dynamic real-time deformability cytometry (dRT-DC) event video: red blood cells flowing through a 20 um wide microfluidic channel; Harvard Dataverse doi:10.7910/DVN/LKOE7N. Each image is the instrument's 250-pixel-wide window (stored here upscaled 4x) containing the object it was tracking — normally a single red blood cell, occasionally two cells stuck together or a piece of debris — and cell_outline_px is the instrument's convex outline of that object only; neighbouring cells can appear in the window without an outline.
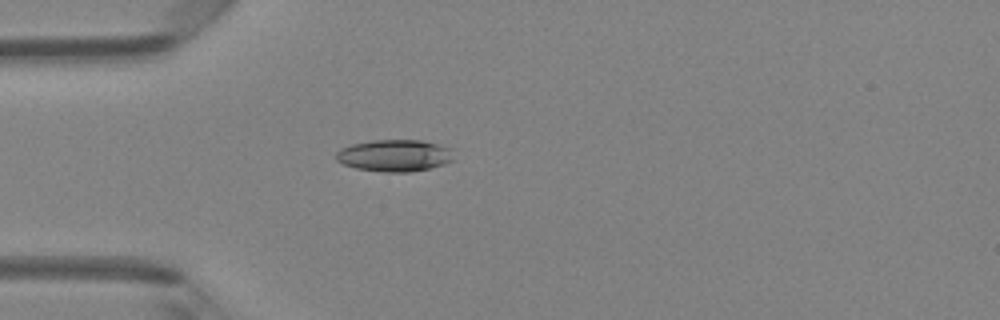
{"species": "Egyptian fruit bat (a non-hibernating species)", "species_latin": "Rousettus aegyptiacus", "temperature_condition": "room temperature", "stored_images_in_passage": 3, "camera_frame_rate_fps": 3000, "um_per_image_px": 0.085, "animal": {"sex": "female"}, "frame": {"image": 1, "passage_image": 3, "time_ms": 0.667, "image_size_px": [1000, 320], "cell_outline_px": [[452, 160], [444, 164], [428, 168], [408, 172], [384, 172], [356, 168], [344, 164], [336, 160], [336, 152], [340, 148], [352, 144], [372, 140], [420, 140], [452, 148]], "centroid_in_image_um": [33.51, 13.21], "position_along_channel_um": 51.5, "area_um2": 21.73}}